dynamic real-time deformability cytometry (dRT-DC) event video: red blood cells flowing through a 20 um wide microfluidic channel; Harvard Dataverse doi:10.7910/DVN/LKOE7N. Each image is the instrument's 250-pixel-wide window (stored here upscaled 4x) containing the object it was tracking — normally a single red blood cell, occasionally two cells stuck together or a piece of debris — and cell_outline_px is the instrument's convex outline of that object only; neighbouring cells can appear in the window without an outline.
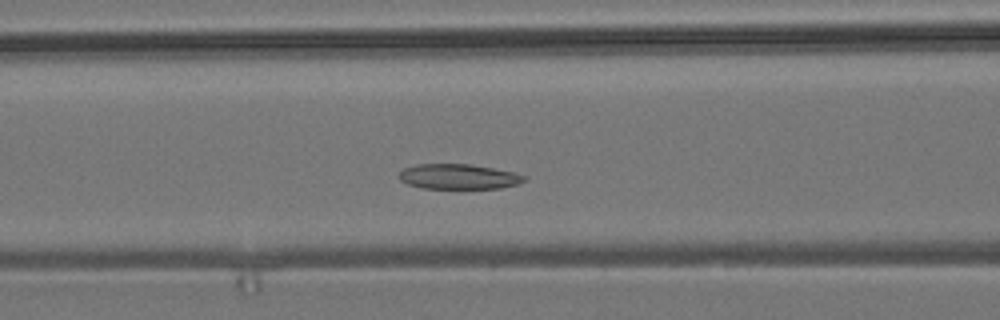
{"species": "common noctule bat (a hibernating species)", "species_latin": "Nyctalus noctula", "temperature_condition": "room temperature", "stored_images_in_passage": 50, "camera_frame_rate_fps": 3000, "um_per_image_px": 0.085, "animal": {"sex": "male", "body_mass_g": 19.2, "forearm_length_mm": 51.8}, "frame": {"image": 1, "passage_image": 17, "time_ms": 5.333, "image_size_px": [1000, 320], "cell_outline_px": [[528, 176], [524, 180], [516, 184], [500, 188], [424, 188], [408, 184], [400, 180], [400, 172], [404, 168], [416, 164], [468, 164], [492, 168], [512, 172]], "centroid_in_image_um": [38.96, 15.01], "position_along_channel_um": 127.6, "area_um2": 18.03}}
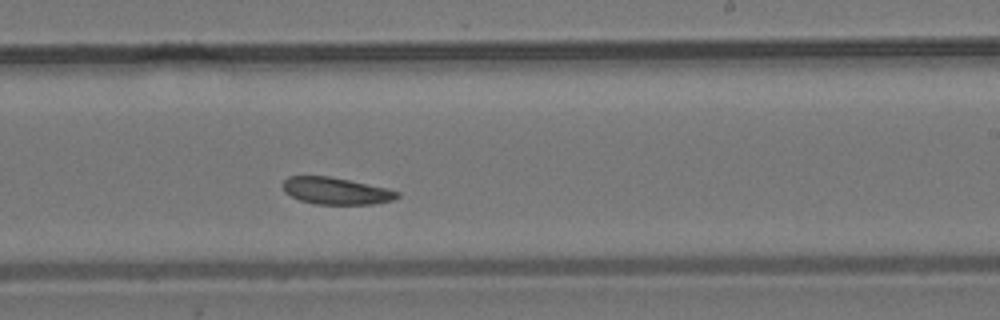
{"frame": {"image": 2, "passage_image": 28, "time_ms": 9.0, "image_size_px": [1000, 320], "cell_outline_px": [[400, 196], [392, 200], [372, 204], [316, 204], [300, 200], [284, 192], [284, 180], [288, 176], [328, 176], [388, 188], [400, 192]], "centroid_in_image_um": [28.58, 16.23], "position_along_channel_um": 260.4, "area_um2": 17.8}}
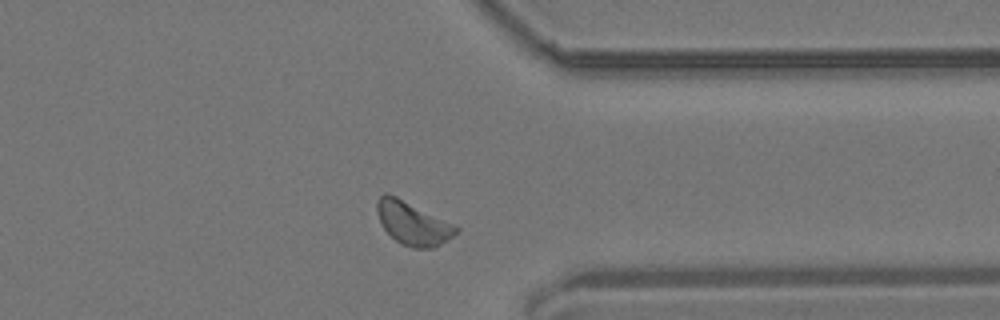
{"frame": {"image": 3, "passage_image": 38, "time_ms": 12.333, "image_size_px": [1000, 320], "cell_outline_px": [[460, 228], [452, 236], [440, 244], [432, 248], [412, 248], [400, 244], [384, 228], [376, 212], [376, 204], [380, 196], [384, 192], [388, 192]], "centroid_in_image_um": [35.04, 18.98], "position_along_channel_um": 376.4, "area_um2": 19.42}, "authors_computed_cell_mechanics": {"area_um2": 19.3341, "velocity_mm_per_s": 3.6331, "shape_relaxation_time_tau1_ms": 3.287, "shape_relaxation_time_tau2_ms": 9.5083, "deformation_change_tau1": 0.0673, "deformation_change_tau2": 0.1426}}